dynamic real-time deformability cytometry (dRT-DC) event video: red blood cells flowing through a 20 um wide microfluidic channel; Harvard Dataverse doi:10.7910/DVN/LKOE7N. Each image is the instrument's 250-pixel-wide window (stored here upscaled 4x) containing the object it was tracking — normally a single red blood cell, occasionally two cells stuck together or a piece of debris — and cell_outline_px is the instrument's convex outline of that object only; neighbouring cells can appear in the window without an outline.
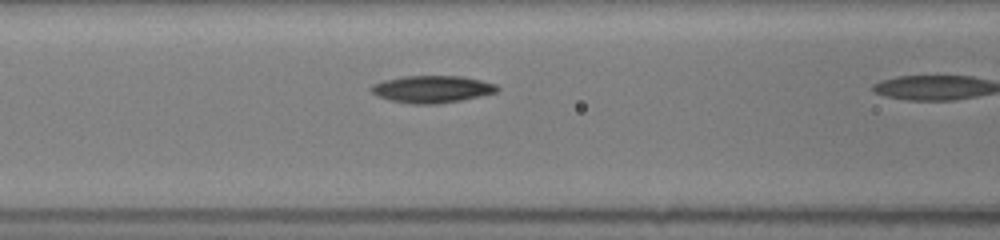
{"species": "common noctule bat (a hibernating species)", "species_latin": "Nyctalus noctula", "temperature_condition": "room temperature", "stored_images_in_passage": 4, "camera_frame_rate_fps": 3000, "um_per_image_px": 0.085, "animal": {"sex": "female", "body_mass_g": 19.5, "forearm_length_mm": 54.1}, "frame": {"image": 1, "passage_image": 3, "time_ms": 0.667, "image_size_px": [1000, 240], "cell_outline_px": [[500, 88], [496, 92], [480, 96], [460, 100], [436, 104], [412, 104], [392, 100], [376, 96], [368, 88], [372, 84], [384, 80], [404, 76], [460, 76], [480, 80], [496, 84]], "centroid_in_image_um": [36.69, 7.57], "position_along_channel_um": 129.9, "area_um2": 19.88}}